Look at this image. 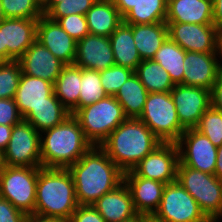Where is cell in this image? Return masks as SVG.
I'll list each match as a JSON object with an SVG mask.
<instances>
[{"label": "cell", "instance_id": "22", "mask_svg": "<svg viewBox=\"0 0 222 222\" xmlns=\"http://www.w3.org/2000/svg\"><path fill=\"white\" fill-rule=\"evenodd\" d=\"M165 22L213 25V1L168 0Z\"/></svg>", "mask_w": 222, "mask_h": 222}, {"label": "cell", "instance_id": "18", "mask_svg": "<svg viewBox=\"0 0 222 222\" xmlns=\"http://www.w3.org/2000/svg\"><path fill=\"white\" fill-rule=\"evenodd\" d=\"M74 64L80 68L96 71L115 65L109 37L89 33L78 40Z\"/></svg>", "mask_w": 222, "mask_h": 222}, {"label": "cell", "instance_id": "30", "mask_svg": "<svg viewBox=\"0 0 222 222\" xmlns=\"http://www.w3.org/2000/svg\"><path fill=\"white\" fill-rule=\"evenodd\" d=\"M185 55L186 51L168 37L155 53L153 60L169 73L174 84L183 85Z\"/></svg>", "mask_w": 222, "mask_h": 222}, {"label": "cell", "instance_id": "49", "mask_svg": "<svg viewBox=\"0 0 222 222\" xmlns=\"http://www.w3.org/2000/svg\"><path fill=\"white\" fill-rule=\"evenodd\" d=\"M62 1L63 0H42L41 5L44 15H46L57 3Z\"/></svg>", "mask_w": 222, "mask_h": 222}, {"label": "cell", "instance_id": "21", "mask_svg": "<svg viewBox=\"0 0 222 222\" xmlns=\"http://www.w3.org/2000/svg\"><path fill=\"white\" fill-rule=\"evenodd\" d=\"M93 207L106 222H121L138 214L134 208L129 188L124 182L99 198Z\"/></svg>", "mask_w": 222, "mask_h": 222}, {"label": "cell", "instance_id": "52", "mask_svg": "<svg viewBox=\"0 0 222 222\" xmlns=\"http://www.w3.org/2000/svg\"><path fill=\"white\" fill-rule=\"evenodd\" d=\"M218 51H219V58H220V65L222 68V32H219V44H218Z\"/></svg>", "mask_w": 222, "mask_h": 222}, {"label": "cell", "instance_id": "29", "mask_svg": "<svg viewBox=\"0 0 222 222\" xmlns=\"http://www.w3.org/2000/svg\"><path fill=\"white\" fill-rule=\"evenodd\" d=\"M148 91L134 72L115 94L128 118H139L143 112Z\"/></svg>", "mask_w": 222, "mask_h": 222}, {"label": "cell", "instance_id": "39", "mask_svg": "<svg viewBox=\"0 0 222 222\" xmlns=\"http://www.w3.org/2000/svg\"><path fill=\"white\" fill-rule=\"evenodd\" d=\"M57 22L76 41L83 39L89 34L85 15L72 14L59 18Z\"/></svg>", "mask_w": 222, "mask_h": 222}, {"label": "cell", "instance_id": "1", "mask_svg": "<svg viewBox=\"0 0 222 222\" xmlns=\"http://www.w3.org/2000/svg\"><path fill=\"white\" fill-rule=\"evenodd\" d=\"M78 205H93L124 182V172L100 146H92L71 165Z\"/></svg>", "mask_w": 222, "mask_h": 222}, {"label": "cell", "instance_id": "34", "mask_svg": "<svg viewBox=\"0 0 222 222\" xmlns=\"http://www.w3.org/2000/svg\"><path fill=\"white\" fill-rule=\"evenodd\" d=\"M5 18L39 19L43 13L40 0H1Z\"/></svg>", "mask_w": 222, "mask_h": 222}, {"label": "cell", "instance_id": "26", "mask_svg": "<svg viewBox=\"0 0 222 222\" xmlns=\"http://www.w3.org/2000/svg\"><path fill=\"white\" fill-rule=\"evenodd\" d=\"M109 39L115 65L129 68L135 72L142 59L134 42L132 24L122 22Z\"/></svg>", "mask_w": 222, "mask_h": 222}, {"label": "cell", "instance_id": "55", "mask_svg": "<svg viewBox=\"0 0 222 222\" xmlns=\"http://www.w3.org/2000/svg\"><path fill=\"white\" fill-rule=\"evenodd\" d=\"M4 15H3V12H2V8H1V0H0V22L4 19Z\"/></svg>", "mask_w": 222, "mask_h": 222}, {"label": "cell", "instance_id": "35", "mask_svg": "<svg viewBox=\"0 0 222 222\" xmlns=\"http://www.w3.org/2000/svg\"><path fill=\"white\" fill-rule=\"evenodd\" d=\"M21 74V66L18 60L2 61L0 63V99L15 97Z\"/></svg>", "mask_w": 222, "mask_h": 222}, {"label": "cell", "instance_id": "43", "mask_svg": "<svg viewBox=\"0 0 222 222\" xmlns=\"http://www.w3.org/2000/svg\"><path fill=\"white\" fill-rule=\"evenodd\" d=\"M211 107L222 112V71L210 90Z\"/></svg>", "mask_w": 222, "mask_h": 222}, {"label": "cell", "instance_id": "20", "mask_svg": "<svg viewBox=\"0 0 222 222\" xmlns=\"http://www.w3.org/2000/svg\"><path fill=\"white\" fill-rule=\"evenodd\" d=\"M124 183L129 188L136 212L152 216L159 207L166 184L136 176L131 170L124 172Z\"/></svg>", "mask_w": 222, "mask_h": 222}, {"label": "cell", "instance_id": "12", "mask_svg": "<svg viewBox=\"0 0 222 222\" xmlns=\"http://www.w3.org/2000/svg\"><path fill=\"white\" fill-rule=\"evenodd\" d=\"M179 152L176 143H161L131 171L139 177L165 184L177 181Z\"/></svg>", "mask_w": 222, "mask_h": 222}, {"label": "cell", "instance_id": "11", "mask_svg": "<svg viewBox=\"0 0 222 222\" xmlns=\"http://www.w3.org/2000/svg\"><path fill=\"white\" fill-rule=\"evenodd\" d=\"M179 163L214 175L217 147L195 128L186 129L176 142Z\"/></svg>", "mask_w": 222, "mask_h": 222}, {"label": "cell", "instance_id": "54", "mask_svg": "<svg viewBox=\"0 0 222 222\" xmlns=\"http://www.w3.org/2000/svg\"><path fill=\"white\" fill-rule=\"evenodd\" d=\"M144 222H160L158 220H156L155 218H153L152 216H148Z\"/></svg>", "mask_w": 222, "mask_h": 222}, {"label": "cell", "instance_id": "6", "mask_svg": "<svg viewBox=\"0 0 222 222\" xmlns=\"http://www.w3.org/2000/svg\"><path fill=\"white\" fill-rule=\"evenodd\" d=\"M177 181L197 201L200 209L212 222L221 221L222 181L215 175L181 163L177 167Z\"/></svg>", "mask_w": 222, "mask_h": 222}, {"label": "cell", "instance_id": "47", "mask_svg": "<svg viewBox=\"0 0 222 222\" xmlns=\"http://www.w3.org/2000/svg\"><path fill=\"white\" fill-rule=\"evenodd\" d=\"M24 222H67L62 219H56V218H47V217H41L34 214H29L26 216Z\"/></svg>", "mask_w": 222, "mask_h": 222}, {"label": "cell", "instance_id": "45", "mask_svg": "<svg viewBox=\"0 0 222 222\" xmlns=\"http://www.w3.org/2000/svg\"><path fill=\"white\" fill-rule=\"evenodd\" d=\"M13 126L0 124V150L4 152L9 143Z\"/></svg>", "mask_w": 222, "mask_h": 222}, {"label": "cell", "instance_id": "17", "mask_svg": "<svg viewBox=\"0 0 222 222\" xmlns=\"http://www.w3.org/2000/svg\"><path fill=\"white\" fill-rule=\"evenodd\" d=\"M36 40L65 65H73L77 41L68 35L57 21L42 15L37 23Z\"/></svg>", "mask_w": 222, "mask_h": 222}, {"label": "cell", "instance_id": "41", "mask_svg": "<svg viewBox=\"0 0 222 222\" xmlns=\"http://www.w3.org/2000/svg\"><path fill=\"white\" fill-rule=\"evenodd\" d=\"M68 222H106L93 205H78Z\"/></svg>", "mask_w": 222, "mask_h": 222}, {"label": "cell", "instance_id": "53", "mask_svg": "<svg viewBox=\"0 0 222 222\" xmlns=\"http://www.w3.org/2000/svg\"><path fill=\"white\" fill-rule=\"evenodd\" d=\"M0 59L3 61V30H0Z\"/></svg>", "mask_w": 222, "mask_h": 222}, {"label": "cell", "instance_id": "4", "mask_svg": "<svg viewBox=\"0 0 222 222\" xmlns=\"http://www.w3.org/2000/svg\"><path fill=\"white\" fill-rule=\"evenodd\" d=\"M92 146L71 114L60 125L40 133L41 166L69 168Z\"/></svg>", "mask_w": 222, "mask_h": 222}, {"label": "cell", "instance_id": "2", "mask_svg": "<svg viewBox=\"0 0 222 222\" xmlns=\"http://www.w3.org/2000/svg\"><path fill=\"white\" fill-rule=\"evenodd\" d=\"M78 207L68 168L38 167L34 215L69 221Z\"/></svg>", "mask_w": 222, "mask_h": 222}, {"label": "cell", "instance_id": "40", "mask_svg": "<svg viewBox=\"0 0 222 222\" xmlns=\"http://www.w3.org/2000/svg\"><path fill=\"white\" fill-rule=\"evenodd\" d=\"M22 120L23 117L17 108L14 98L0 99V124L14 126Z\"/></svg>", "mask_w": 222, "mask_h": 222}, {"label": "cell", "instance_id": "13", "mask_svg": "<svg viewBox=\"0 0 222 222\" xmlns=\"http://www.w3.org/2000/svg\"><path fill=\"white\" fill-rule=\"evenodd\" d=\"M168 37L183 50L219 53V32L214 25L166 22Z\"/></svg>", "mask_w": 222, "mask_h": 222}, {"label": "cell", "instance_id": "32", "mask_svg": "<svg viewBox=\"0 0 222 222\" xmlns=\"http://www.w3.org/2000/svg\"><path fill=\"white\" fill-rule=\"evenodd\" d=\"M135 73L149 93L170 92L175 86L170 79L169 73L153 59L142 60L138 64Z\"/></svg>", "mask_w": 222, "mask_h": 222}, {"label": "cell", "instance_id": "27", "mask_svg": "<svg viewBox=\"0 0 222 222\" xmlns=\"http://www.w3.org/2000/svg\"><path fill=\"white\" fill-rule=\"evenodd\" d=\"M70 111L61 103L53 92L49 102L42 103L32 108L23 120L29 122L39 133L60 125Z\"/></svg>", "mask_w": 222, "mask_h": 222}, {"label": "cell", "instance_id": "48", "mask_svg": "<svg viewBox=\"0 0 222 222\" xmlns=\"http://www.w3.org/2000/svg\"><path fill=\"white\" fill-rule=\"evenodd\" d=\"M214 175L222 181V144L217 147V159L215 164V173Z\"/></svg>", "mask_w": 222, "mask_h": 222}, {"label": "cell", "instance_id": "28", "mask_svg": "<svg viewBox=\"0 0 222 222\" xmlns=\"http://www.w3.org/2000/svg\"><path fill=\"white\" fill-rule=\"evenodd\" d=\"M81 68L65 65L54 83V93L73 115L79 109Z\"/></svg>", "mask_w": 222, "mask_h": 222}, {"label": "cell", "instance_id": "37", "mask_svg": "<svg viewBox=\"0 0 222 222\" xmlns=\"http://www.w3.org/2000/svg\"><path fill=\"white\" fill-rule=\"evenodd\" d=\"M134 73L133 70L113 65L100 71V82L107 96H115L120 87Z\"/></svg>", "mask_w": 222, "mask_h": 222}, {"label": "cell", "instance_id": "33", "mask_svg": "<svg viewBox=\"0 0 222 222\" xmlns=\"http://www.w3.org/2000/svg\"><path fill=\"white\" fill-rule=\"evenodd\" d=\"M79 109L107 96L100 82V71L81 68Z\"/></svg>", "mask_w": 222, "mask_h": 222}, {"label": "cell", "instance_id": "24", "mask_svg": "<svg viewBox=\"0 0 222 222\" xmlns=\"http://www.w3.org/2000/svg\"><path fill=\"white\" fill-rule=\"evenodd\" d=\"M90 34L110 37L123 22L111 0H97L85 14Z\"/></svg>", "mask_w": 222, "mask_h": 222}, {"label": "cell", "instance_id": "3", "mask_svg": "<svg viewBox=\"0 0 222 222\" xmlns=\"http://www.w3.org/2000/svg\"><path fill=\"white\" fill-rule=\"evenodd\" d=\"M162 142L138 118L122 122L100 145L123 171H129Z\"/></svg>", "mask_w": 222, "mask_h": 222}, {"label": "cell", "instance_id": "14", "mask_svg": "<svg viewBox=\"0 0 222 222\" xmlns=\"http://www.w3.org/2000/svg\"><path fill=\"white\" fill-rule=\"evenodd\" d=\"M180 124L195 128L204 112L211 106L210 90L201 87L175 84L170 91Z\"/></svg>", "mask_w": 222, "mask_h": 222}, {"label": "cell", "instance_id": "51", "mask_svg": "<svg viewBox=\"0 0 222 222\" xmlns=\"http://www.w3.org/2000/svg\"><path fill=\"white\" fill-rule=\"evenodd\" d=\"M5 168H6V163H5L4 152L0 150V174L4 171Z\"/></svg>", "mask_w": 222, "mask_h": 222}, {"label": "cell", "instance_id": "19", "mask_svg": "<svg viewBox=\"0 0 222 222\" xmlns=\"http://www.w3.org/2000/svg\"><path fill=\"white\" fill-rule=\"evenodd\" d=\"M23 74L47 80L52 84L65 64L37 40L18 59Z\"/></svg>", "mask_w": 222, "mask_h": 222}, {"label": "cell", "instance_id": "10", "mask_svg": "<svg viewBox=\"0 0 222 222\" xmlns=\"http://www.w3.org/2000/svg\"><path fill=\"white\" fill-rule=\"evenodd\" d=\"M4 156L6 166L42 167L40 133L25 120L14 125Z\"/></svg>", "mask_w": 222, "mask_h": 222}, {"label": "cell", "instance_id": "36", "mask_svg": "<svg viewBox=\"0 0 222 222\" xmlns=\"http://www.w3.org/2000/svg\"><path fill=\"white\" fill-rule=\"evenodd\" d=\"M196 130L205 135L216 147L222 144V112L209 107L202 117Z\"/></svg>", "mask_w": 222, "mask_h": 222}, {"label": "cell", "instance_id": "42", "mask_svg": "<svg viewBox=\"0 0 222 222\" xmlns=\"http://www.w3.org/2000/svg\"><path fill=\"white\" fill-rule=\"evenodd\" d=\"M26 214L0 197V222H24Z\"/></svg>", "mask_w": 222, "mask_h": 222}, {"label": "cell", "instance_id": "23", "mask_svg": "<svg viewBox=\"0 0 222 222\" xmlns=\"http://www.w3.org/2000/svg\"><path fill=\"white\" fill-rule=\"evenodd\" d=\"M54 92V84L41 78L21 74L14 97L17 108L24 118L32 108L49 102V96Z\"/></svg>", "mask_w": 222, "mask_h": 222}, {"label": "cell", "instance_id": "8", "mask_svg": "<svg viewBox=\"0 0 222 222\" xmlns=\"http://www.w3.org/2000/svg\"><path fill=\"white\" fill-rule=\"evenodd\" d=\"M38 167L6 166L0 174V197L26 215L34 214Z\"/></svg>", "mask_w": 222, "mask_h": 222}, {"label": "cell", "instance_id": "50", "mask_svg": "<svg viewBox=\"0 0 222 222\" xmlns=\"http://www.w3.org/2000/svg\"><path fill=\"white\" fill-rule=\"evenodd\" d=\"M147 215H143V214H137L136 216L125 220V221H121V222H144V220L147 218Z\"/></svg>", "mask_w": 222, "mask_h": 222}, {"label": "cell", "instance_id": "25", "mask_svg": "<svg viewBox=\"0 0 222 222\" xmlns=\"http://www.w3.org/2000/svg\"><path fill=\"white\" fill-rule=\"evenodd\" d=\"M136 48L142 60H152L168 38L166 22L151 24H132Z\"/></svg>", "mask_w": 222, "mask_h": 222}, {"label": "cell", "instance_id": "5", "mask_svg": "<svg viewBox=\"0 0 222 222\" xmlns=\"http://www.w3.org/2000/svg\"><path fill=\"white\" fill-rule=\"evenodd\" d=\"M73 116L83 129L85 138L93 145L100 146L128 117L114 96L105 98L78 109Z\"/></svg>", "mask_w": 222, "mask_h": 222}, {"label": "cell", "instance_id": "38", "mask_svg": "<svg viewBox=\"0 0 222 222\" xmlns=\"http://www.w3.org/2000/svg\"><path fill=\"white\" fill-rule=\"evenodd\" d=\"M97 0H63L57 3L45 16L57 21L72 14L85 15Z\"/></svg>", "mask_w": 222, "mask_h": 222}, {"label": "cell", "instance_id": "15", "mask_svg": "<svg viewBox=\"0 0 222 222\" xmlns=\"http://www.w3.org/2000/svg\"><path fill=\"white\" fill-rule=\"evenodd\" d=\"M38 19L4 18L0 22L3 30V61L18 60L36 41Z\"/></svg>", "mask_w": 222, "mask_h": 222}, {"label": "cell", "instance_id": "46", "mask_svg": "<svg viewBox=\"0 0 222 222\" xmlns=\"http://www.w3.org/2000/svg\"><path fill=\"white\" fill-rule=\"evenodd\" d=\"M137 0H111V2L117 7L120 15L123 17L133 6H135Z\"/></svg>", "mask_w": 222, "mask_h": 222}, {"label": "cell", "instance_id": "7", "mask_svg": "<svg viewBox=\"0 0 222 222\" xmlns=\"http://www.w3.org/2000/svg\"><path fill=\"white\" fill-rule=\"evenodd\" d=\"M162 143H176L186 130L177 116L170 92L148 93L142 114L138 118Z\"/></svg>", "mask_w": 222, "mask_h": 222}, {"label": "cell", "instance_id": "44", "mask_svg": "<svg viewBox=\"0 0 222 222\" xmlns=\"http://www.w3.org/2000/svg\"><path fill=\"white\" fill-rule=\"evenodd\" d=\"M213 25L222 32V0H213Z\"/></svg>", "mask_w": 222, "mask_h": 222}, {"label": "cell", "instance_id": "31", "mask_svg": "<svg viewBox=\"0 0 222 222\" xmlns=\"http://www.w3.org/2000/svg\"><path fill=\"white\" fill-rule=\"evenodd\" d=\"M168 0H137L124 16L125 24H151L165 22Z\"/></svg>", "mask_w": 222, "mask_h": 222}, {"label": "cell", "instance_id": "9", "mask_svg": "<svg viewBox=\"0 0 222 222\" xmlns=\"http://www.w3.org/2000/svg\"><path fill=\"white\" fill-rule=\"evenodd\" d=\"M152 217L160 222H212L178 181L165 185L159 207Z\"/></svg>", "mask_w": 222, "mask_h": 222}, {"label": "cell", "instance_id": "16", "mask_svg": "<svg viewBox=\"0 0 222 222\" xmlns=\"http://www.w3.org/2000/svg\"><path fill=\"white\" fill-rule=\"evenodd\" d=\"M183 85L211 90L222 71L219 53L186 51Z\"/></svg>", "mask_w": 222, "mask_h": 222}]
</instances>
